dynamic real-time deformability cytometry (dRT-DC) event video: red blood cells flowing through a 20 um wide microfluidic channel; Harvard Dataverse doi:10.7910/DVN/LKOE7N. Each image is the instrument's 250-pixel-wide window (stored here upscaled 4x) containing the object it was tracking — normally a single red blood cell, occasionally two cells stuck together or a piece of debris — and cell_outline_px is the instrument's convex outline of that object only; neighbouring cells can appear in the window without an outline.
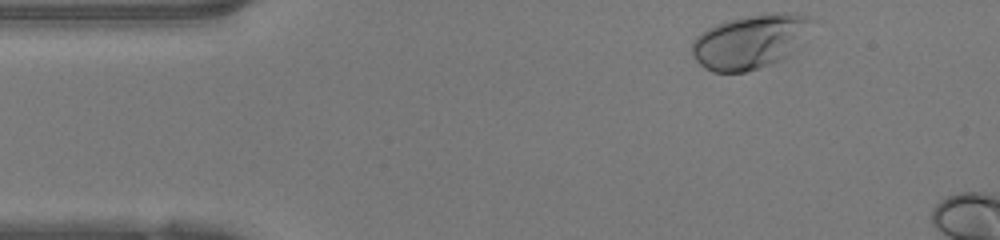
{"species": "human", "species_latin": "Homo sapiens", "temperature_condition": "warm", "stored_images_in_passage": 7, "camera_frame_rate_fps": 3000, "um_per_image_px": 0.085, "donor": {"sex": "female"}, "frame": {"image": 1, "passage_image": 1, "time_ms": 0.0, "image_size_px": [1000, 240], "cell_outline_px": [[816, 20], [804, 44], [788, 56], [780, 60], [744, 72], [712, 72], [704, 68], [692, 56], [692, 40], [700, 32], [716, 24], [728, 20], [748, 16], [772, 12], [796, 12], [808, 16]], "centroid_in_image_um": [63.83, 3.51], "position_along_channel_um": 21.2, "area_um2": 38.55}}